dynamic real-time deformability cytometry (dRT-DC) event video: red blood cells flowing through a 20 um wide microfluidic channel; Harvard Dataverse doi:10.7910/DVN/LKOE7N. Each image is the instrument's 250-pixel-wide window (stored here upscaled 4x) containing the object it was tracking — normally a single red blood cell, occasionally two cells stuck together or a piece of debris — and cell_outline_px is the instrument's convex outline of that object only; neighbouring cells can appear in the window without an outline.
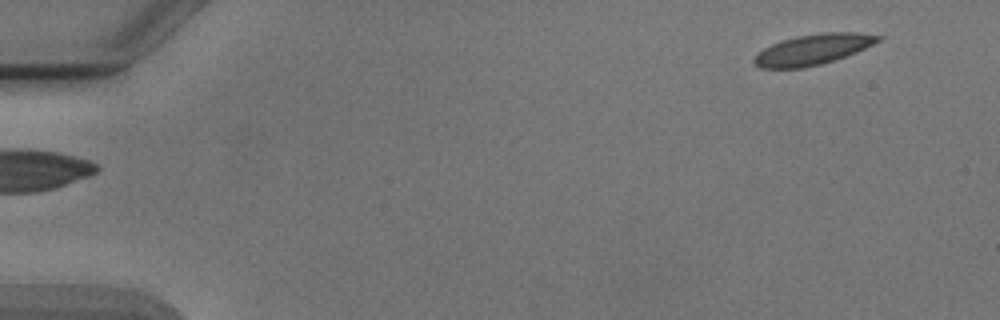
{"species": "Egyptian fruit bat (a non-hibernating species)", "species_latin": "Rousettus aegyptiacus", "temperature_condition": "cold", "stored_images_in_passage": 5, "segment_of_instrument_passage": [1, 2], "camera_frame_rate_fps": 3000, "um_per_image_px": 0.085, "animal": {"sex": "male"}, "frame": {"image": 1, "passage_image": 1, "time_ms": 0.0, "image_size_px": [1000, 320], "cell_outline_px": [[884, 36], [880, 40], [856, 52], [820, 64], [804, 68], [760, 68], [752, 60], [764, 48], [780, 40], [796, 36], [824, 32], [860, 32]], "centroid_in_image_um": [69.1, 4.19], "position_along_channel_um": 15.9, "area_um2": 21.85}}